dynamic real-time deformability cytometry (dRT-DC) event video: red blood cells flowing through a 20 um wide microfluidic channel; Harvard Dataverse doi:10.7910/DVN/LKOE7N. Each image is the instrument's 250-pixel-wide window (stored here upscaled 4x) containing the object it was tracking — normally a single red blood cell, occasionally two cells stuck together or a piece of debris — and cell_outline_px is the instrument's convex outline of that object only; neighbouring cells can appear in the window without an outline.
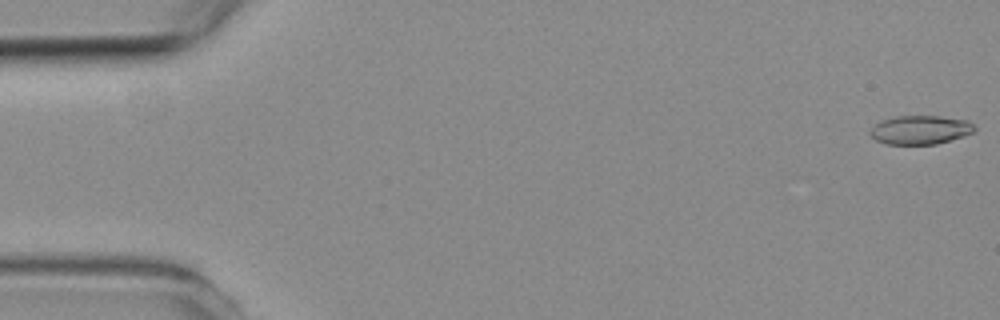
{"species": "common noctule bat (a hibernating species)", "species_latin": "Nyctalus noctula", "temperature_condition": "room temperature", "stored_images_in_passage": 5, "camera_frame_rate_fps": 3000, "um_per_image_px": 0.085, "animal": {"sex": "female", "body_mass_g": 19.3, "forearm_length_mm": 54.1}, "frame": {"image": 1, "passage_image": 1, "time_ms": 0.0, "image_size_px": [1000, 320], "cell_outline_px": [[976, 132], [964, 136], [936, 144], [884, 144], [876, 140], [868, 132], [880, 120], [896, 116], [940, 116], [968, 120], [976, 128]], "centroid_in_image_um": [78.24, 11.04], "position_along_channel_um": 6.8, "area_um2": 17.63}}
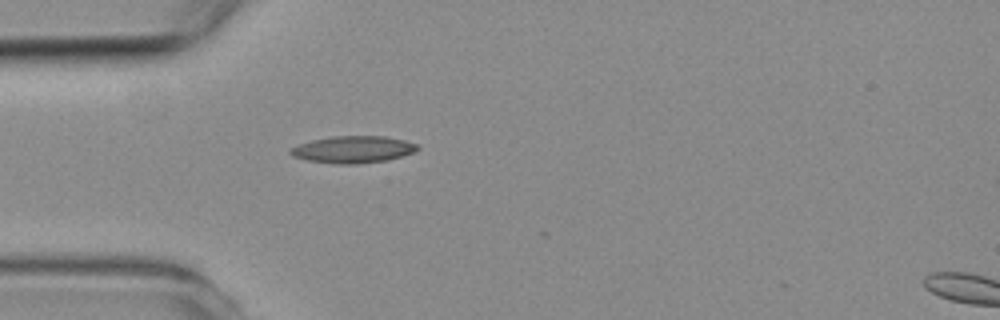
{"frame": {"image": 2, "passage_image": 4, "time_ms": 4.667, "image_size_px": [1000, 320], "cell_outline_px": [[420, 148], [416, 152], [388, 160], [356, 164], [336, 164], [308, 160], [292, 156], [288, 152], [292, 148], [300, 144], [312, 140], [332, 136], [384, 136], [404, 140], [416, 144]], "centroid_in_image_um": [30.04, 12.71], "position_along_channel_um": 55.0, "area_um2": 19.94}}